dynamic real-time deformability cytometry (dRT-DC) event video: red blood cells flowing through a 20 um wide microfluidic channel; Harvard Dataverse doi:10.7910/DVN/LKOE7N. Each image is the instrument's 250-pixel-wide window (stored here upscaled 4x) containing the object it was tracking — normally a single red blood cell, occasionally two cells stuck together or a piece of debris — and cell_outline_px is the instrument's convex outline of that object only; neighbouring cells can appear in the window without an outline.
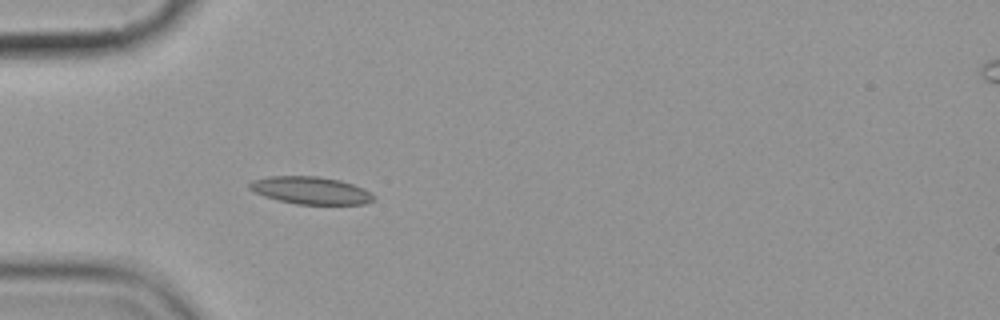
{"species": "common noctule bat (a hibernating species)", "species_latin": "Nyctalus noctula", "temperature_condition": "cold", "stored_images_in_passage": 5, "camera_frame_rate_fps": 3000, "um_per_image_px": 0.085, "animal": {"sex": "female", "body_mass_g": 19.9}, "frame": {"image": 1, "passage_image": 5, "time_ms": 5.333, "image_size_px": [1000, 320], "cell_outline_px": [[376, 200], [364, 204], [296, 204], [264, 196], [248, 188], [248, 184], [252, 180], [268, 176], [320, 176], [340, 180], [364, 188], [372, 192], [376, 196]], "centroid_in_image_um": [26.45, 16.18], "position_along_channel_um": 58.5, "area_um2": 20.0}}